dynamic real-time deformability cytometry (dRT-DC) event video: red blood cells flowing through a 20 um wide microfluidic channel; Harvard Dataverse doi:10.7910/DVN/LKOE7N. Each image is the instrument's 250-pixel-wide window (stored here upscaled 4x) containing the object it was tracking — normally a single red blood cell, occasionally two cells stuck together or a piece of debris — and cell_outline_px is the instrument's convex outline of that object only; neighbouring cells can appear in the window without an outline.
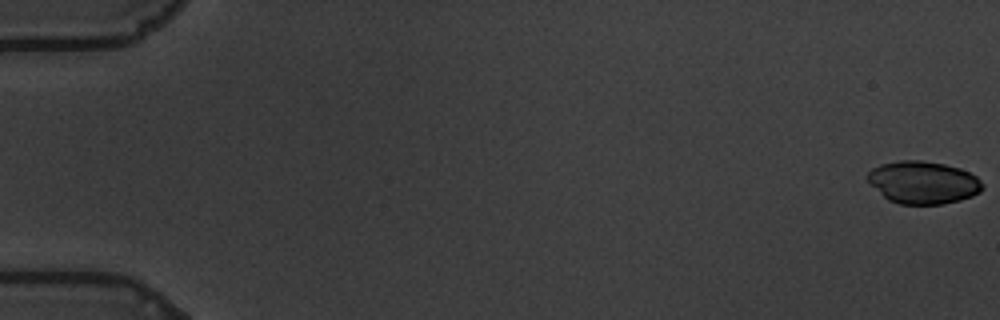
{"species": "common noctule bat (a hibernating species)", "species_latin": "Nyctalus noctula", "temperature_condition": "warm", "stored_images_in_passage": 59, "camera_frame_rate_fps": 3000, "um_per_image_px": 0.085, "animal": {"sex": "male", "body_mass_g": 19.5, "forearm_length_mm": 54.6}, "frame": {"image": 1, "passage_image": 1, "time_ms": 0.0, "image_size_px": [1000, 320], "cell_outline_px": [[984, 188], [980, 192], [972, 196], [960, 200], [940, 204], [900, 204], [888, 200], [868, 180], [868, 172], [872, 168], [880, 164], [900, 160], [920, 160], [944, 164], [960, 168], [976, 176], [984, 184]], "centroid_in_image_um": [78.49, 15.5], "position_along_channel_um": 6.5, "area_um2": 28.38}}
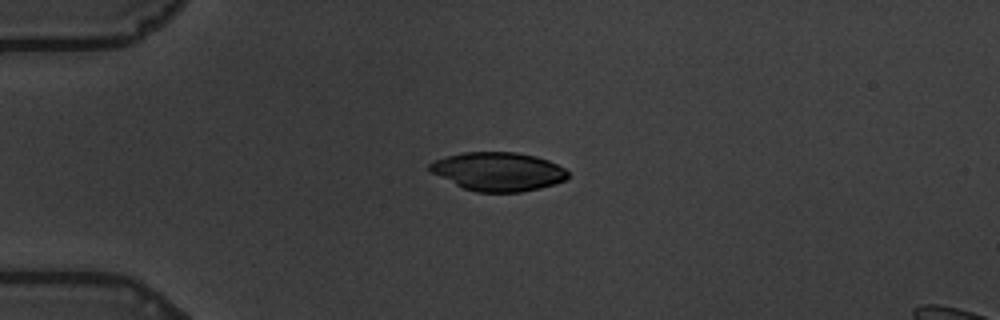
{"frame": {"image": 2, "passage_image": 16, "time_ms": 5.0, "image_size_px": [1000, 320], "cell_outline_px": [[568, 176], [564, 180], [540, 188], [520, 192], [476, 192], [464, 188], [432, 172], [428, 168], [428, 164], [436, 160], [448, 156], [464, 152], [516, 152], [536, 156], [548, 160], [564, 168], [568, 172]], "centroid_in_image_um": [42.36, 14.57], "position_along_channel_um": 42.6, "area_um2": 30.75}}
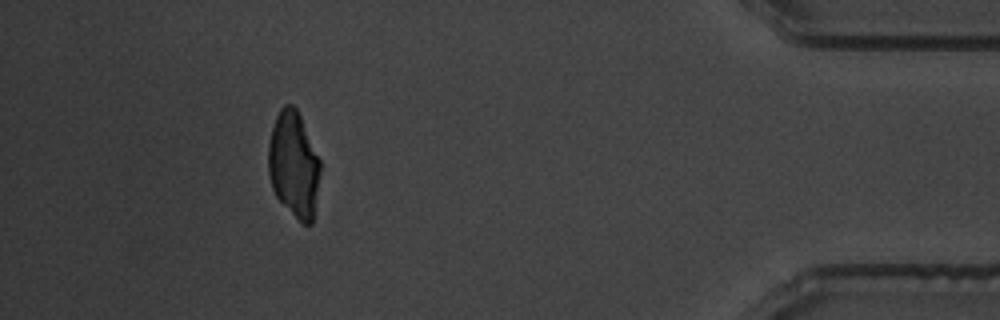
{"frame": {"image": 3, "passage_image": 54, "time_ms": 17.667, "image_size_px": [1000, 320], "cell_outline_px": [[320, 172], [312, 224], [304, 224], [276, 196], [272, 188], [268, 172], [268, 144], [272, 128], [276, 116], [280, 108], [284, 104], [292, 104], [296, 108], [300, 116], [320, 160]], "centroid_in_image_um": [24.95, 13.95], "position_along_channel_um": 410.2, "area_um2": 31.62}}